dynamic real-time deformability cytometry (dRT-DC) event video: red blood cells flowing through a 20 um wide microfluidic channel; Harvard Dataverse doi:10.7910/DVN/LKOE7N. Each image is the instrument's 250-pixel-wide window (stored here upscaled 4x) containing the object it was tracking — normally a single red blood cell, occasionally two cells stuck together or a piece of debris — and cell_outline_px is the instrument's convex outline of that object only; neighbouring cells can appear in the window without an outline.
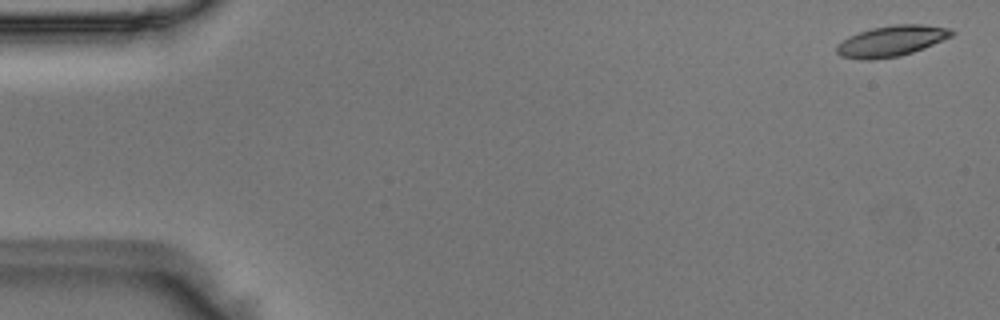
{"species": "Egyptian fruit bat (a non-hibernating species)", "species_latin": "Rousettus aegyptiacus", "temperature_condition": "room temperature", "stored_images_in_passage": 50, "camera_frame_rate_fps": 3000, "um_per_image_px": 0.085, "animal": {"sex": "male"}, "frame": {"image": 1, "passage_image": 1, "time_ms": 0.0, "image_size_px": [1000, 320], "cell_outline_px": [[956, 32], [952, 36], [924, 48], [900, 56], [872, 60], [864, 60], [840, 56], [836, 52], [836, 44], [848, 36], [872, 28], [896, 24], [924, 24], [948, 28]], "centroid_in_image_um": [75.75, 3.49], "position_along_channel_um": 9.2, "area_um2": 20.69}}
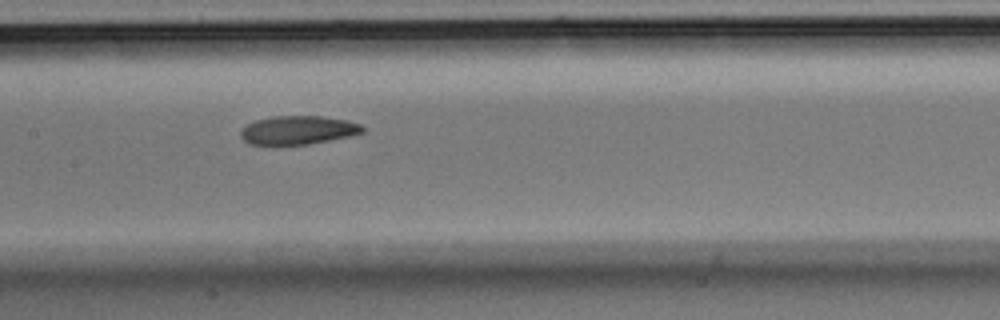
{"frame": {"image": 2, "passage_image": 24, "time_ms": 7.667, "image_size_px": [1000, 320], "cell_outline_px": [[364, 132], [348, 136], [308, 144], [276, 148], [272, 148], [248, 144], [240, 136], [240, 128], [256, 120], [272, 116], [320, 116], [348, 120], [360, 124], [364, 128]], "centroid_in_image_um": [25.23, 11.1], "position_along_channel_um": 182.2, "area_um2": 21.1}}
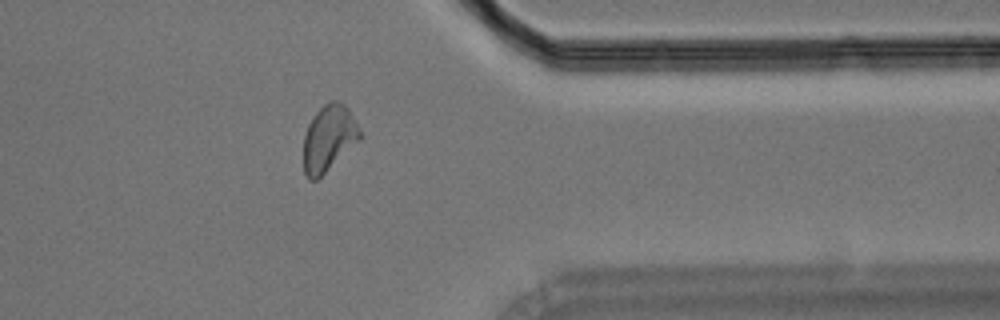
{"frame": {"image": 3, "passage_image": 40, "time_ms": 13.0, "image_size_px": [1000, 320], "cell_outline_px": [[360, 140], [316, 180], [308, 180], [304, 172], [304, 136], [308, 124], [316, 112], [328, 100], [336, 100], [344, 104], [348, 108], [360, 132]], "centroid_in_image_um": [27.92, 11.74], "position_along_channel_um": 383.5, "area_um2": 21.44}}